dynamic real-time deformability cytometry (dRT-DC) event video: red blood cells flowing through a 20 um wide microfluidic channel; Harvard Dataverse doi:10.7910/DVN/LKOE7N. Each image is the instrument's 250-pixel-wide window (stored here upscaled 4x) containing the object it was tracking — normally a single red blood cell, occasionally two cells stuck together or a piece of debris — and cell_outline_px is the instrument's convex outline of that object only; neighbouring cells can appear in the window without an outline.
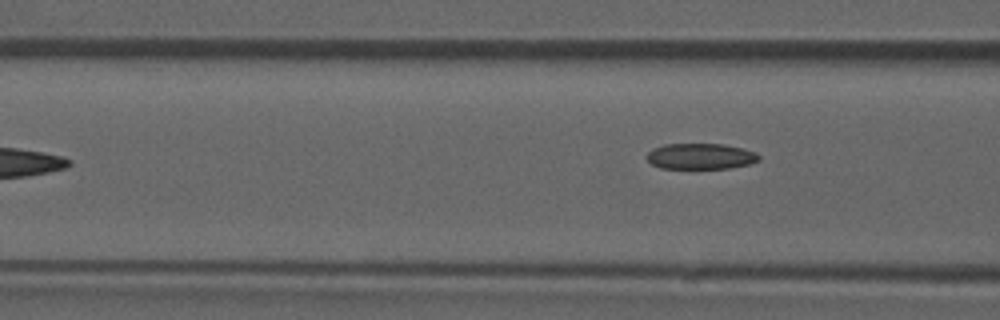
{"species": "common noctule bat (a hibernating species)", "species_latin": "Nyctalus noctula", "temperature_condition": "room temperature", "stored_images_in_passage": 6, "camera_frame_rate_fps": 3000, "um_per_image_px": 0.085, "animal": {"sex": "male", "forearm_length_mm": 52.5}, "frame": {"image": 1, "passage_image": 6, "time_ms": 1.667, "image_size_px": [1000, 320], "cell_outline_px": [[760, 160], [752, 164], [728, 168], [660, 168], [652, 164], [644, 156], [652, 148], [664, 144], [724, 144], [756, 152], [760, 156]], "centroid_in_image_um": [59.54, 13.28], "position_along_channel_um": 107.1, "area_um2": 16.99}}